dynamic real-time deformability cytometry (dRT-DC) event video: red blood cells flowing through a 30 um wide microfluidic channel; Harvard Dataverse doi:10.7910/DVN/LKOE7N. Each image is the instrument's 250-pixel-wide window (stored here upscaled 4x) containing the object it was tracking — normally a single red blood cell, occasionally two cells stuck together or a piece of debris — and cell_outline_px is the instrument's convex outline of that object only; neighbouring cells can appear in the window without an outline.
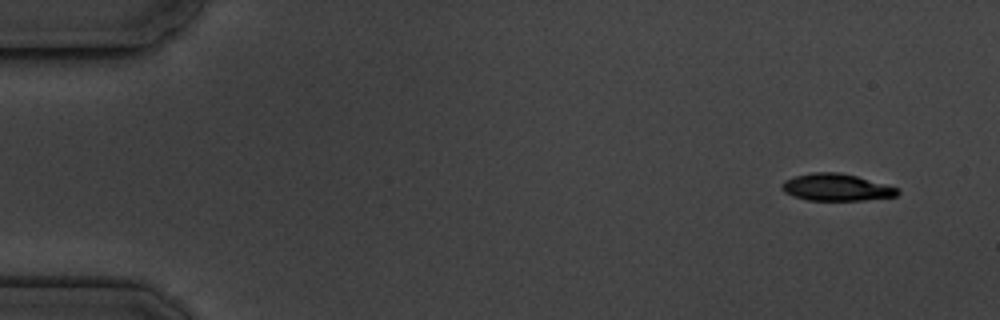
{"species": "common noctule bat (a hibernating species)", "species_latin": "Nyctalus noctula", "temperature_condition": "cold", "stored_images_in_passage": 6, "segment_of_instrument_passage": [1, 2], "camera_frame_rate_fps": 3000, "um_per_image_px": 0.085, "animal": {"sex": "male", "body_mass_g": 19.5, "forearm_length_mm": 54.6}, "frame": {"image": 1, "passage_image": 1, "time_ms": 0.0, "image_size_px": [1000, 320], "cell_outline_px": [[900, 192], [896, 196], [864, 200], [808, 200], [792, 196], [784, 192], [780, 188], [780, 184], [784, 180], [796, 176], [812, 172], [840, 172], [856, 176], [884, 184], [896, 188]], "centroid_in_image_um": [71.02, 15.92], "position_along_channel_um": 14.0, "area_um2": 18.15}}
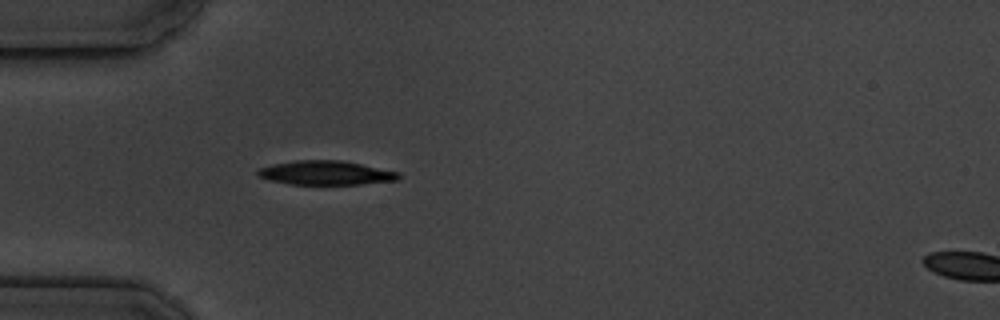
{"frame": {"image": 2, "passage_image": 5, "time_ms": 4.333, "image_size_px": [1000, 320], "cell_outline_px": [[400, 176], [396, 180], [360, 184], [292, 184], [272, 180], [256, 176], [256, 172], [260, 168], [272, 164], [296, 160], [340, 160], [400, 172]], "centroid_in_image_um": [27.67, 14.68], "position_along_channel_um": 57.3, "area_um2": 19.54}}